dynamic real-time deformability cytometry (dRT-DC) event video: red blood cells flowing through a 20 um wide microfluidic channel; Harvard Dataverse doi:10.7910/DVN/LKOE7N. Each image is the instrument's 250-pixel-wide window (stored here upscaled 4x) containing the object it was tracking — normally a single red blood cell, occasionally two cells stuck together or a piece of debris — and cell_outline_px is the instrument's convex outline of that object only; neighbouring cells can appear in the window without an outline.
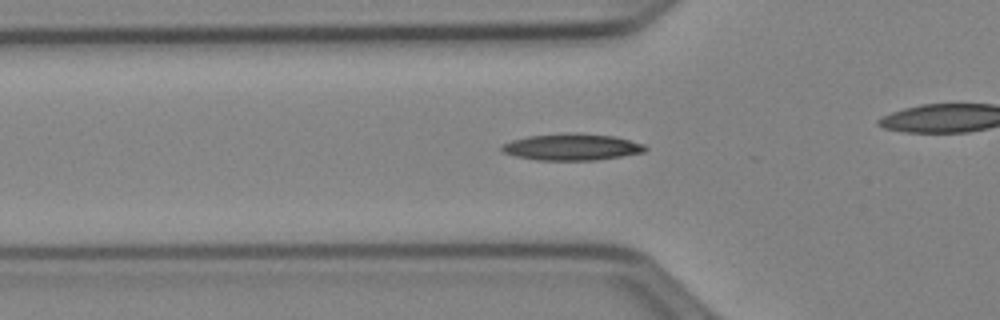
{"species": "Egyptian fruit bat (a non-hibernating species)", "species_latin": "Rousettus aegyptiacus", "temperature_condition": "cold", "stored_images_in_passage": 24, "camera_frame_rate_fps": 3000, "um_per_image_px": 0.085, "animal": {"sex": "female"}, "frame": {"image": 1, "passage_image": 14, "time_ms": 4.333, "image_size_px": [1000, 320], "cell_outline_px": [[648, 148], [644, 152], [596, 160], [536, 160], [516, 156], [504, 152], [500, 148], [504, 144], [512, 140], [528, 136], [616, 136], [644, 144]], "centroid_in_image_um": [48.63, 12.55], "position_along_channel_um": 77.2, "area_um2": 20.92}}
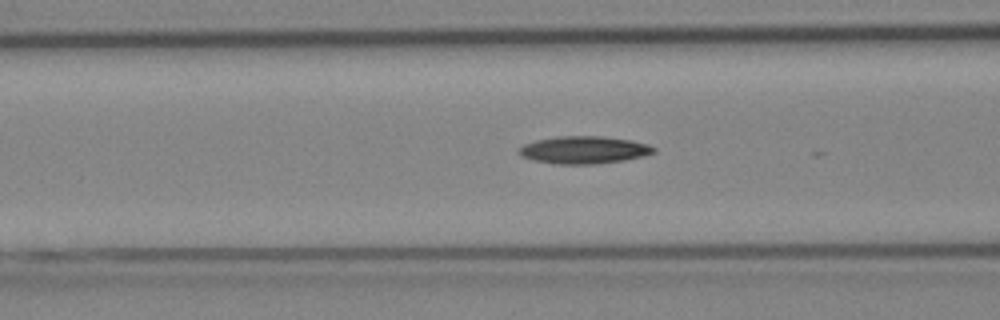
{"frame": {"image": 2, "passage_image": 17, "time_ms": 5.333, "image_size_px": [1000, 320], "cell_outline_px": [[656, 152], [624, 160], [596, 164], [556, 164], [532, 160], [520, 156], [516, 152], [524, 144], [536, 140], [560, 136], [600, 136], [628, 140], [648, 144], [656, 148]], "centroid_in_image_um": [49.59, 12.75], "position_along_channel_um": 117.0, "area_um2": 21.5}}
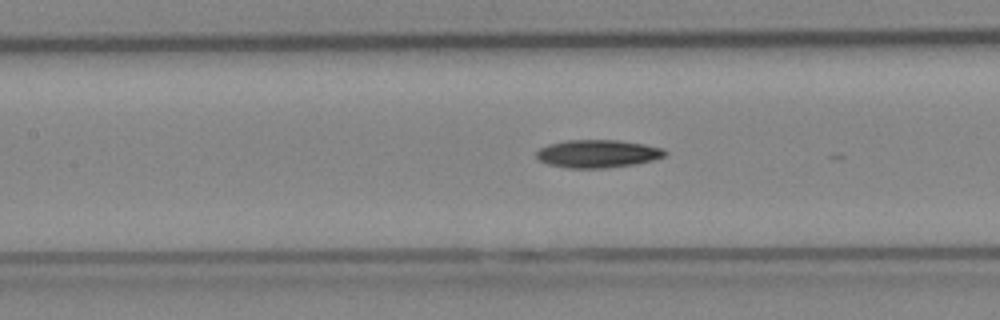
{"frame": {"image": 3, "passage_image": 20, "time_ms": 6.333, "image_size_px": [1000, 320], "cell_outline_px": [[668, 152], [664, 156], [652, 160], [636, 164], [604, 168], [568, 168], [548, 164], [540, 160], [536, 156], [536, 152], [540, 148], [548, 144], [568, 140], [620, 140], [644, 144], [664, 148]], "centroid_in_image_um": [50.82, 13.06], "position_along_channel_um": 156.6, "area_um2": 20.92}}